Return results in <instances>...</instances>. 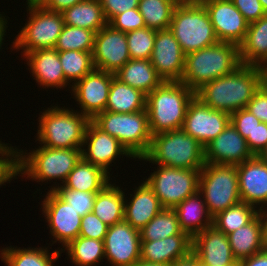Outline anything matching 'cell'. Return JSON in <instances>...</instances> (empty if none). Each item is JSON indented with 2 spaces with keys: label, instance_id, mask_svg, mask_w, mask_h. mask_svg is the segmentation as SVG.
Wrapping results in <instances>:
<instances>
[{
  "label": "cell",
  "instance_id": "54",
  "mask_svg": "<svg viewBox=\"0 0 267 266\" xmlns=\"http://www.w3.org/2000/svg\"><path fill=\"white\" fill-rule=\"evenodd\" d=\"M261 223L262 244L264 250H267V207L258 209V214Z\"/></svg>",
  "mask_w": 267,
  "mask_h": 266
},
{
  "label": "cell",
  "instance_id": "51",
  "mask_svg": "<svg viewBox=\"0 0 267 266\" xmlns=\"http://www.w3.org/2000/svg\"><path fill=\"white\" fill-rule=\"evenodd\" d=\"M83 1L86 0H37L36 3L49 11L62 13L65 9Z\"/></svg>",
  "mask_w": 267,
  "mask_h": 266
},
{
  "label": "cell",
  "instance_id": "15",
  "mask_svg": "<svg viewBox=\"0 0 267 266\" xmlns=\"http://www.w3.org/2000/svg\"><path fill=\"white\" fill-rule=\"evenodd\" d=\"M81 151L85 161L102 168L110 176V166L116 164V159L124 156L135 159L116 138L99 129L92 121L87 126Z\"/></svg>",
  "mask_w": 267,
  "mask_h": 266
},
{
  "label": "cell",
  "instance_id": "25",
  "mask_svg": "<svg viewBox=\"0 0 267 266\" xmlns=\"http://www.w3.org/2000/svg\"><path fill=\"white\" fill-rule=\"evenodd\" d=\"M192 250V237L179 233L156 241H141L140 259L150 263L171 265Z\"/></svg>",
  "mask_w": 267,
  "mask_h": 266
},
{
  "label": "cell",
  "instance_id": "12",
  "mask_svg": "<svg viewBox=\"0 0 267 266\" xmlns=\"http://www.w3.org/2000/svg\"><path fill=\"white\" fill-rule=\"evenodd\" d=\"M41 197H43V201L41 200L38 203H41L40 209H42L45 222L48 223L47 228L49 229L50 237L52 236L50 241L52 244L50 242L49 244L52 247L58 242L62 246V248H58L62 250L79 236L82 216L71 207V204H67L53 190H48L46 195L44 193Z\"/></svg>",
  "mask_w": 267,
  "mask_h": 266
},
{
  "label": "cell",
  "instance_id": "13",
  "mask_svg": "<svg viewBox=\"0 0 267 266\" xmlns=\"http://www.w3.org/2000/svg\"><path fill=\"white\" fill-rule=\"evenodd\" d=\"M229 123V113L212 109L194 96L188 104L182 129L201 145L206 146Z\"/></svg>",
  "mask_w": 267,
  "mask_h": 266
},
{
  "label": "cell",
  "instance_id": "37",
  "mask_svg": "<svg viewBox=\"0 0 267 266\" xmlns=\"http://www.w3.org/2000/svg\"><path fill=\"white\" fill-rule=\"evenodd\" d=\"M258 214L255 206L239 202L213 217V225L224 234L228 235L240 227L247 225Z\"/></svg>",
  "mask_w": 267,
  "mask_h": 266
},
{
  "label": "cell",
  "instance_id": "45",
  "mask_svg": "<svg viewBox=\"0 0 267 266\" xmlns=\"http://www.w3.org/2000/svg\"><path fill=\"white\" fill-rule=\"evenodd\" d=\"M108 227L93 212H90L81 218L79 236L104 241Z\"/></svg>",
  "mask_w": 267,
  "mask_h": 266
},
{
  "label": "cell",
  "instance_id": "20",
  "mask_svg": "<svg viewBox=\"0 0 267 266\" xmlns=\"http://www.w3.org/2000/svg\"><path fill=\"white\" fill-rule=\"evenodd\" d=\"M26 61L29 73L36 81L38 88L47 89H65L72 88L66 79L59 59V51L55 48L39 49L26 53L23 57ZM31 71V72H30Z\"/></svg>",
  "mask_w": 267,
  "mask_h": 266
},
{
  "label": "cell",
  "instance_id": "24",
  "mask_svg": "<svg viewBox=\"0 0 267 266\" xmlns=\"http://www.w3.org/2000/svg\"><path fill=\"white\" fill-rule=\"evenodd\" d=\"M134 187L133 192L131 191L132 194H128L130 197L125 193L124 220L140 231L164 208L144 180L138 183V187Z\"/></svg>",
  "mask_w": 267,
  "mask_h": 266
},
{
  "label": "cell",
  "instance_id": "47",
  "mask_svg": "<svg viewBox=\"0 0 267 266\" xmlns=\"http://www.w3.org/2000/svg\"><path fill=\"white\" fill-rule=\"evenodd\" d=\"M261 122L267 123V88L262 84L246 106Z\"/></svg>",
  "mask_w": 267,
  "mask_h": 266
},
{
  "label": "cell",
  "instance_id": "42",
  "mask_svg": "<svg viewBox=\"0 0 267 266\" xmlns=\"http://www.w3.org/2000/svg\"><path fill=\"white\" fill-rule=\"evenodd\" d=\"M53 191L67 204H71V207L81 216L92 212L94 200L98 193L66 189L62 185Z\"/></svg>",
  "mask_w": 267,
  "mask_h": 266
},
{
  "label": "cell",
  "instance_id": "9",
  "mask_svg": "<svg viewBox=\"0 0 267 266\" xmlns=\"http://www.w3.org/2000/svg\"><path fill=\"white\" fill-rule=\"evenodd\" d=\"M25 4L28 14L25 25L10 45L11 52L22 50L21 57L35 50L54 48L64 27L61 12L49 11L36 2Z\"/></svg>",
  "mask_w": 267,
  "mask_h": 266
},
{
  "label": "cell",
  "instance_id": "19",
  "mask_svg": "<svg viewBox=\"0 0 267 266\" xmlns=\"http://www.w3.org/2000/svg\"><path fill=\"white\" fill-rule=\"evenodd\" d=\"M185 55L169 28L156 31L150 61L163 81H181Z\"/></svg>",
  "mask_w": 267,
  "mask_h": 266
},
{
  "label": "cell",
  "instance_id": "14",
  "mask_svg": "<svg viewBox=\"0 0 267 266\" xmlns=\"http://www.w3.org/2000/svg\"><path fill=\"white\" fill-rule=\"evenodd\" d=\"M114 76V73L94 69L72 86L69 93L79 105L77 107L80 108V113L92 120L97 114L105 111Z\"/></svg>",
  "mask_w": 267,
  "mask_h": 266
},
{
  "label": "cell",
  "instance_id": "38",
  "mask_svg": "<svg viewBox=\"0 0 267 266\" xmlns=\"http://www.w3.org/2000/svg\"><path fill=\"white\" fill-rule=\"evenodd\" d=\"M186 233L180 228L174 209L164 208L140 230L141 241H156Z\"/></svg>",
  "mask_w": 267,
  "mask_h": 266
},
{
  "label": "cell",
  "instance_id": "53",
  "mask_svg": "<svg viewBox=\"0 0 267 266\" xmlns=\"http://www.w3.org/2000/svg\"><path fill=\"white\" fill-rule=\"evenodd\" d=\"M171 266H199L198 256L191 250L187 255L177 259Z\"/></svg>",
  "mask_w": 267,
  "mask_h": 266
},
{
  "label": "cell",
  "instance_id": "36",
  "mask_svg": "<svg viewBox=\"0 0 267 266\" xmlns=\"http://www.w3.org/2000/svg\"><path fill=\"white\" fill-rule=\"evenodd\" d=\"M177 0H139V12L146 27L156 31L168 29Z\"/></svg>",
  "mask_w": 267,
  "mask_h": 266
},
{
  "label": "cell",
  "instance_id": "23",
  "mask_svg": "<svg viewBox=\"0 0 267 266\" xmlns=\"http://www.w3.org/2000/svg\"><path fill=\"white\" fill-rule=\"evenodd\" d=\"M241 201L257 209L267 206V164L257 155L237 165Z\"/></svg>",
  "mask_w": 267,
  "mask_h": 266
},
{
  "label": "cell",
  "instance_id": "50",
  "mask_svg": "<svg viewBox=\"0 0 267 266\" xmlns=\"http://www.w3.org/2000/svg\"><path fill=\"white\" fill-rule=\"evenodd\" d=\"M249 150L258 155L267 145V123L260 122L253 132V139H246Z\"/></svg>",
  "mask_w": 267,
  "mask_h": 266
},
{
  "label": "cell",
  "instance_id": "44",
  "mask_svg": "<svg viewBox=\"0 0 267 266\" xmlns=\"http://www.w3.org/2000/svg\"><path fill=\"white\" fill-rule=\"evenodd\" d=\"M260 122L246 108L230 114V123L245 140L253 139V132Z\"/></svg>",
  "mask_w": 267,
  "mask_h": 266
},
{
  "label": "cell",
  "instance_id": "28",
  "mask_svg": "<svg viewBox=\"0 0 267 266\" xmlns=\"http://www.w3.org/2000/svg\"><path fill=\"white\" fill-rule=\"evenodd\" d=\"M115 180L100 190L94 200L92 212L107 226L124 220L125 188ZM123 189V190H122Z\"/></svg>",
  "mask_w": 267,
  "mask_h": 266
},
{
  "label": "cell",
  "instance_id": "27",
  "mask_svg": "<svg viewBox=\"0 0 267 266\" xmlns=\"http://www.w3.org/2000/svg\"><path fill=\"white\" fill-rule=\"evenodd\" d=\"M239 51L243 65L262 67L267 64V14L249 23Z\"/></svg>",
  "mask_w": 267,
  "mask_h": 266
},
{
  "label": "cell",
  "instance_id": "48",
  "mask_svg": "<svg viewBox=\"0 0 267 266\" xmlns=\"http://www.w3.org/2000/svg\"><path fill=\"white\" fill-rule=\"evenodd\" d=\"M104 16L109 22L114 16L127 10L138 9L139 0H100Z\"/></svg>",
  "mask_w": 267,
  "mask_h": 266
},
{
  "label": "cell",
  "instance_id": "2",
  "mask_svg": "<svg viewBox=\"0 0 267 266\" xmlns=\"http://www.w3.org/2000/svg\"><path fill=\"white\" fill-rule=\"evenodd\" d=\"M261 85V67L242 64L232 73L204 84L195 96L212 109L232 114L246 108Z\"/></svg>",
  "mask_w": 267,
  "mask_h": 266
},
{
  "label": "cell",
  "instance_id": "10",
  "mask_svg": "<svg viewBox=\"0 0 267 266\" xmlns=\"http://www.w3.org/2000/svg\"><path fill=\"white\" fill-rule=\"evenodd\" d=\"M199 192L212 217L241 202L237 166L205 163L200 173Z\"/></svg>",
  "mask_w": 267,
  "mask_h": 266
},
{
  "label": "cell",
  "instance_id": "49",
  "mask_svg": "<svg viewBox=\"0 0 267 266\" xmlns=\"http://www.w3.org/2000/svg\"><path fill=\"white\" fill-rule=\"evenodd\" d=\"M234 6L241 12L248 23L259 20L265 16L262 4L259 0H231Z\"/></svg>",
  "mask_w": 267,
  "mask_h": 266
},
{
  "label": "cell",
  "instance_id": "30",
  "mask_svg": "<svg viewBox=\"0 0 267 266\" xmlns=\"http://www.w3.org/2000/svg\"><path fill=\"white\" fill-rule=\"evenodd\" d=\"M114 75L146 96L163 82L151 61L146 59H130Z\"/></svg>",
  "mask_w": 267,
  "mask_h": 266
},
{
  "label": "cell",
  "instance_id": "40",
  "mask_svg": "<svg viewBox=\"0 0 267 266\" xmlns=\"http://www.w3.org/2000/svg\"><path fill=\"white\" fill-rule=\"evenodd\" d=\"M95 34L96 32L89 29L64 24L54 48L57 51L77 50L82 52H92L94 48Z\"/></svg>",
  "mask_w": 267,
  "mask_h": 266
},
{
  "label": "cell",
  "instance_id": "21",
  "mask_svg": "<svg viewBox=\"0 0 267 266\" xmlns=\"http://www.w3.org/2000/svg\"><path fill=\"white\" fill-rule=\"evenodd\" d=\"M253 156L247 141L231 123L204 146L205 163L237 166Z\"/></svg>",
  "mask_w": 267,
  "mask_h": 266
},
{
  "label": "cell",
  "instance_id": "34",
  "mask_svg": "<svg viewBox=\"0 0 267 266\" xmlns=\"http://www.w3.org/2000/svg\"><path fill=\"white\" fill-rule=\"evenodd\" d=\"M232 254L237 261L253 256L264 250L261 223L257 215L247 225L227 235Z\"/></svg>",
  "mask_w": 267,
  "mask_h": 266
},
{
  "label": "cell",
  "instance_id": "58",
  "mask_svg": "<svg viewBox=\"0 0 267 266\" xmlns=\"http://www.w3.org/2000/svg\"><path fill=\"white\" fill-rule=\"evenodd\" d=\"M257 156L267 164V145Z\"/></svg>",
  "mask_w": 267,
  "mask_h": 266
},
{
  "label": "cell",
  "instance_id": "22",
  "mask_svg": "<svg viewBox=\"0 0 267 266\" xmlns=\"http://www.w3.org/2000/svg\"><path fill=\"white\" fill-rule=\"evenodd\" d=\"M192 251L205 266H237L229 239L214 225L192 237Z\"/></svg>",
  "mask_w": 267,
  "mask_h": 266
},
{
  "label": "cell",
  "instance_id": "8",
  "mask_svg": "<svg viewBox=\"0 0 267 266\" xmlns=\"http://www.w3.org/2000/svg\"><path fill=\"white\" fill-rule=\"evenodd\" d=\"M99 129L116 138L135 158L143 157L150 148L152 135L147 110L135 113L103 111L91 120Z\"/></svg>",
  "mask_w": 267,
  "mask_h": 266
},
{
  "label": "cell",
  "instance_id": "52",
  "mask_svg": "<svg viewBox=\"0 0 267 266\" xmlns=\"http://www.w3.org/2000/svg\"><path fill=\"white\" fill-rule=\"evenodd\" d=\"M237 266H267V250L238 261Z\"/></svg>",
  "mask_w": 267,
  "mask_h": 266
},
{
  "label": "cell",
  "instance_id": "56",
  "mask_svg": "<svg viewBox=\"0 0 267 266\" xmlns=\"http://www.w3.org/2000/svg\"><path fill=\"white\" fill-rule=\"evenodd\" d=\"M132 266H171V265L159 264V263H150V262H146V261H143L140 259L138 262H136Z\"/></svg>",
  "mask_w": 267,
  "mask_h": 266
},
{
  "label": "cell",
  "instance_id": "46",
  "mask_svg": "<svg viewBox=\"0 0 267 266\" xmlns=\"http://www.w3.org/2000/svg\"><path fill=\"white\" fill-rule=\"evenodd\" d=\"M12 180V144L0 139V188L10 184Z\"/></svg>",
  "mask_w": 267,
  "mask_h": 266
},
{
  "label": "cell",
  "instance_id": "39",
  "mask_svg": "<svg viewBox=\"0 0 267 266\" xmlns=\"http://www.w3.org/2000/svg\"><path fill=\"white\" fill-rule=\"evenodd\" d=\"M65 79L72 86L95 69L92 52L77 50L59 51Z\"/></svg>",
  "mask_w": 267,
  "mask_h": 266
},
{
  "label": "cell",
  "instance_id": "4",
  "mask_svg": "<svg viewBox=\"0 0 267 266\" xmlns=\"http://www.w3.org/2000/svg\"><path fill=\"white\" fill-rule=\"evenodd\" d=\"M57 103L40 111L34 137L36 144L47 148H82L91 120L78 109L74 110L75 107H60L64 104Z\"/></svg>",
  "mask_w": 267,
  "mask_h": 266
},
{
  "label": "cell",
  "instance_id": "60",
  "mask_svg": "<svg viewBox=\"0 0 267 266\" xmlns=\"http://www.w3.org/2000/svg\"><path fill=\"white\" fill-rule=\"evenodd\" d=\"M178 2H185V1H187V0H177Z\"/></svg>",
  "mask_w": 267,
  "mask_h": 266
},
{
  "label": "cell",
  "instance_id": "26",
  "mask_svg": "<svg viewBox=\"0 0 267 266\" xmlns=\"http://www.w3.org/2000/svg\"><path fill=\"white\" fill-rule=\"evenodd\" d=\"M174 211L180 228L191 237L213 225L202 194L198 191L179 203Z\"/></svg>",
  "mask_w": 267,
  "mask_h": 266
},
{
  "label": "cell",
  "instance_id": "11",
  "mask_svg": "<svg viewBox=\"0 0 267 266\" xmlns=\"http://www.w3.org/2000/svg\"><path fill=\"white\" fill-rule=\"evenodd\" d=\"M143 178L158 197L163 208L174 209L187 197L199 191L201 169H179L155 165Z\"/></svg>",
  "mask_w": 267,
  "mask_h": 266
},
{
  "label": "cell",
  "instance_id": "55",
  "mask_svg": "<svg viewBox=\"0 0 267 266\" xmlns=\"http://www.w3.org/2000/svg\"><path fill=\"white\" fill-rule=\"evenodd\" d=\"M2 13V14H1ZM4 12H0V51H2V49H4V47L2 48V46L5 44L3 41L5 40V36L7 34V29H8V16H4L5 13ZM6 33V34H5Z\"/></svg>",
  "mask_w": 267,
  "mask_h": 266
},
{
  "label": "cell",
  "instance_id": "33",
  "mask_svg": "<svg viewBox=\"0 0 267 266\" xmlns=\"http://www.w3.org/2000/svg\"><path fill=\"white\" fill-rule=\"evenodd\" d=\"M145 109L146 95L114 76L105 110L114 113H135Z\"/></svg>",
  "mask_w": 267,
  "mask_h": 266
},
{
  "label": "cell",
  "instance_id": "32",
  "mask_svg": "<svg viewBox=\"0 0 267 266\" xmlns=\"http://www.w3.org/2000/svg\"><path fill=\"white\" fill-rule=\"evenodd\" d=\"M64 24L98 32L108 22L104 16L100 0H86L62 12Z\"/></svg>",
  "mask_w": 267,
  "mask_h": 266
},
{
  "label": "cell",
  "instance_id": "59",
  "mask_svg": "<svg viewBox=\"0 0 267 266\" xmlns=\"http://www.w3.org/2000/svg\"><path fill=\"white\" fill-rule=\"evenodd\" d=\"M259 1L262 4L263 10L267 14V0H259Z\"/></svg>",
  "mask_w": 267,
  "mask_h": 266
},
{
  "label": "cell",
  "instance_id": "17",
  "mask_svg": "<svg viewBox=\"0 0 267 266\" xmlns=\"http://www.w3.org/2000/svg\"><path fill=\"white\" fill-rule=\"evenodd\" d=\"M207 10L219 41L240 45L249 23L231 0H199Z\"/></svg>",
  "mask_w": 267,
  "mask_h": 266
},
{
  "label": "cell",
  "instance_id": "29",
  "mask_svg": "<svg viewBox=\"0 0 267 266\" xmlns=\"http://www.w3.org/2000/svg\"><path fill=\"white\" fill-rule=\"evenodd\" d=\"M45 247H15L6 246L0 249V259L6 266H56L55 262L61 257V250L55 249L52 253Z\"/></svg>",
  "mask_w": 267,
  "mask_h": 266
},
{
  "label": "cell",
  "instance_id": "41",
  "mask_svg": "<svg viewBox=\"0 0 267 266\" xmlns=\"http://www.w3.org/2000/svg\"><path fill=\"white\" fill-rule=\"evenodd\" d=\"M155 35L156 30L148 27L127 32L126 39L130 58L150 60L154 48Z\"/></svg>",
  "mask_w": 267,
  "mask_h": 266
},
{
  "label": "cell",
  "instance_id": "43",
  "mask_svg": "<svg viewBox=\"0 0 267 266\" xmlns=\"http://www.w3.org/2000/svg\"><path fill=\"white\" fill-rule=\"evenodd\" d=\"M108 25H110L113 29L125 33L146 27L144 18L139 12V9H129L121 14L114 16L108 22Z\"/></svg>",
  "mask_w": 267,
  "mask_h": 266
},
{
  "label": "cell",
  "instance_id": "5",
  "mask_svg": "<svg viewBox=\"0 0 267 266\" xmlns=\"http://www.w3.org/2000/svg\"><path fill=\"white\" fill-rule=\"evenodd\" d=\"M195 92L181 81H163L146 96L151 135L181 129Z\"/></svg>",
  "mask_w": 267,
  "mask_h": 266
},
{
  "label": "cell",
  "instance_id": "18",
  "mask_svg": "<svg viewBox=\"0 0 267 266\" xmlns=\"http://www.w3.org/2000/svg\"><path fill=\"white\" fill-rule=\"evenodd\" d=\"M92 56L95 69L115 74L131 59L126 33L107 24L95 34Z\"/></svg>",
  "mask_w": 267,
  "mask_h": 266
},
{
  "label": "cell",
  "instance_id": "31",
  "mask_svg": "<svg viewBox=\"0 0 267 266\" xmlns=\"http://www.w3.org/2000/svg\"><path fill=\"white\" fill-rule=\"evenodd\" d=\"M113 180L102 168L81 158L62 186L71 190L99 192Z\"/></svg>",
  "mask_w": 267,
  "mask_h": 266
},
{
  "label": "cell",
  "instance_id": "35",
  "mask_svg": "<svg viewBox=\"0 0 267 266\" xmlns=\"http://www.w3.org/2000/svg\"><path fill=\"white\" fill-rule=\"evenodd\" d=\"M66 252L67 260L75 266H101L104 262V241L78 236L61 250Z\"/></svg>",
  "mask_w": 267,
  "mask_h": 266
},
{
  "label": "cell",
  "instance_id": "57",
  "mask_svg": "<svg viewBox=\"0 0 267 266\" xmlns=\"http://www.w3.org/2000/svg\"><path fill=\"white\" fill-rule=\"evenodd\" d=\"M262 70V84L267 88V64L261 67Z\"/></svg>",
  "mask_w": 267,
  "mask_h": 266
},
{
  "label": "cell",
  "instance_id": "16",
  "mask_svg": "<svg viewBox=\"0 0 267 266\" xmlns=\"http://www.w3.org/2000/svg\"><path fill=\"white\" fill-rule=\"evenodd\" d=\"M140 231L125 220L108 227L104 238L105 260L110 266H132L140 260Z\"/></svg>",
  "mask_w": 267,
  "mask_h": 266
},
{
  "label": "cell",
  "instance_id": "7",
  "mask_svg": "<svg viewBox=\"0 0 267 266\" xmlns=\"http://www.w3.org/2000/svg\"><path fill=\"white\" fill-rule=\"evenodd\" d=\"M169 29L185 54L219 42L207 10L199 0L179 2Z\"/></svg>",
  "mask_w": 267,
  "mask_h": 266
},
{
  "label": "cell",
  "instance_id": "3",
  "mask_svg": "<svg viewBox=\"0 0 267 266\" xmlns=\"http://www.w3.org/2000/svg\"><path fill=\"white\" fill-rule=\"evenodd\" d=\"M241 65L239 45L219 41L185 55L181 82L196 92L204 84L232 73Z\"/></svg>",
  "mask_w": 267,
  "mask_h": 266
},
{
  "label": "cell",
  "instance_id": "6",
  "mask_svg": "<svg viewBox=\"0 0 267 266\" xmlns=\"http://www.w3.org/2000/svg\"><path fill=\"white\" fill-rule=\"evenodd\" d=\"M134 161L179 169H202L204 146L182 128L152 136L149 151ZM146 161V163H145Z\"/></svg>",
  "mask_w": 267,
  "mask_h": 266
},
{
  "label": "cell",
  "instance_id": "1",
  "mask_svg": "<svg viewBox=\"0 0 267 266\" xmlns=\"http://www.w3.org/2000/svg\"><path fill=\"white\" fill-rule=\"evenodd\" d=\"M81 149L47 148L38 145L37 148L27 152L26 149L12 146L13 179L16 180L18 176L24 180L25 177V180L35 181L38 184L55 181L48 186L50 189H47L54 190L65 182L69 173L82 158Z\"/></svg>",
  "mask_w": 267,
  "mask_h": 266
}]
</instances>
